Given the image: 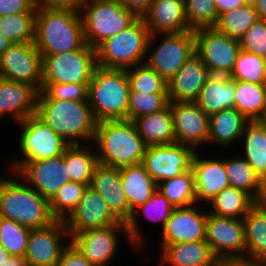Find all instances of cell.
<instances>
[{
  "mask_svg": "<svg viewBox=\"0 0 266 266\" xmlns=\"http://www.w3.org/2000/svg\"><path fill=\"white\" fill-rule=\"evenodd\" d=\"M240 47L266 59V20L258 19L240 39Z\"/></svg>",
  "mask_w": 266,
  "mask_h": 266,
  "instance_id": "c3c4849f",
  "label": "cell"
},
{
  "mask_svg": "<svg viewBox=\"0 0 266 266\" xmlns=\"http://www.w3.org/2000/svg\"><path fill=\"white\" fill-rule=\"evenodd\" d=\"M159 266H212L217 258L206 240L160 246Z\"/></svg>",
  "mask_w": 266,
  "mask_h": 266,
  "instance_id": "4316f807",
  "label": "cell"
},
{
  "mask_svg": "<svg viewBox=\"0 0 266 266\" xmlns=\"http://www.w3.org/2000/svg\"><path fill=\"white\" fill-rule=\"evenodd\" d=\"M257 201L247 192L233 186L225 187L208 205V212L220 216L243 219Z\"/></svg>",
  "mask_w": 266,
  "mask_h": 266,
  "instance_id": "836d02e7",
  "label": "cell"
},
{
  "mask_svg": "<svg viewBox=\"0 0 266 266\" xmlns=\"http://www.w3.org/2000/svg\"><path fill=\"white\" fill-rule=\"evenodd\" d=\"M17 124L19 128L21 127L18 149L22 152V157L16 156L10 160L11 162L7 165V167L9 166L8 169L10 168L9 173H16L28 162L63 155V152L69 146L36 114H32Z\"/></svg>",
  "mask_w": 266,
  "mask_h": 266,
  "instance_id": "ba28073f",
  "label": "cell"
},
{
  "mask_svg": "<svg viewBox=\"0 0 266 266\" xmlns=\"http://www.w3.org/2000/svg\"><path fill=\"white\" fill-rule=\"evenodd\" d=\"M159 38L161 41L155 47V42ZM153 45L156 49L154 48L152 52ZM195 53L194 30L180 33H158L150 35L145 63L168 83Z\"/></svg>",
  "mask_w": 266,
  "mask_h": 266,
  "instance_id": "9c48e42d",
  "label": "cell"
},
{
  "mask_svg": "<svg viewBox=\"0 0 266 266\" xmlns=\"http://www.w3.org/2000/svg\"><path fill=\"white\" fill-rule=\"evenodd\" d=\"M211 75L203 60L195 53L168 82L169 101L196 102Z\"/></svg>",
  "mask_w": 266,
  "mask_h": 266,
  "instance_id": "603a6c76",
  "label": "cell"
},
{
  "mask_svg": "<svg viewBox=\"0 0 266 266\" xmlns=\"http://www.w3.org/2000/svg\"><path fill=\"white\" fill-rule=\"evenodd\" d=\"M258 19L255 7L244 5L220 14L214 27L219 32L240 41Z\"/></svg>",
  "mask_w": 266,
  "mask_h": 266,
  "instance_id": "74e56055",
  "label": "cell"
},
{
  "mask_svg": "<svg viewBox=\"0 0 266 266\" xmlns=\"http://www.w3.org/2000/svg\"><path fill=\"white\" fill-rule=\"evenodd\" d=\"M69 179L90 186L95 167L99 164L93 143L69 145L63 152Z\"/></svg>",
  "mask_w": 266,
  "mask_h": 266,
  "instance_id": "d6a6232c",
  "label": "cell"
},
{
  "mask_svg": "<svg viewBox=\"0 0 266 266\" xmlns=\"http://www.w3.org/2000/svg\"><path fill=\"white\" fill-rule=\"evenodd\" d=\"M255 11L259 19L266 20V0H257Z\"/></svg>",
  "mask_w": 266,
  "mask_h": 266,
  "instance_id": "6f0895ef",
  "label": "cell"
},
{
  "mask_svg": "<svg viewBox=\"0 0 266 266\" xmlns=\"http://www.w3.org/2000/svg\"><path fill=\"white\" fill-rule=\"evenodd\" d=\"M31 229L0 217V244L11 256L24 258Z\"/></svg>",
  "mask_w": 266,
  "mask_h": 266,
  "instance_id": "ee69618b",
  "label": "cell"
},
{
  "mask_svg": "<svg viewBox=\"0 0 266 266\" xmlns=\"http://www.w3.org/2000/svg\"><path fill=\"white\" fill-rule=\"evenodd\" d=\"M64 222L70 239L86 230L125 224L110 212L105 200L90 186L85 189L78 207Z\"/></svg>",
  "mask_w": 266,
  "mask_h": 266,
  "instance_id": "ffe728a7",
  "label": "cell"
},
{
  "mask_svg": "<svg viewBox=\"0 0 266 266\" xmlns=\"http://www.w3.org/2000/svg\"><path fill=\"white\" fill-rule=\"evenodd\" d=\"M218 15L233 10L235 8L244 6L242 0H214Z\"/></svg>",
  "mask_w": 266,
  "mask_h": 266,
  "instance_id": "db71d44e",
  "label": "cell"
},
{
  "mask_svg": "<svg viewBox=\"0 0 266 266\" xmlns=\"http://www.w3.org/2000/svg\"><path fill=\"white\" fill-rule=\"evenodd\" d=\"M80 15L85 42L93 48L124 31L138 18L118 0L87 1L82 4Z\"/></svg>",
  "mask_w": 266,
  "mask_h": 266,
  "instance_id": "52a82bcc",
  "label": "cell"
},
{
  "mask_svg": "<svg viewBox=\"0 0 266 266\" xmlns=\"http://www.w3.org/2000/svg\"><path fill=\"white\" fill-rule=\"evenodd\" d=\"M82 0H35L36 8L69 9L80 11Z\"/></svg>",
  "mask_w": 266,
  "mask_h": 266,
  "instance_id": "816d5d0a",
  "label": "cell"
},
{
  "mask_svg": "<svg viewBox=\"0 0 266 266\" xmlns=\"http://www.w3.org/2000/svg\"><path fill=\"white\" fill-rule=\"evenodd\" d=\"M142 18L151 35L192 30L186 17L184 0H153Z\"/></svg>",
  "mask_w": 266,
  "mask_h": 266,
  "instance_id": "cb8c5ba5",
  "label": "cell"
},
{
  "mask_svg": "<svg viewBox=\"0 0 266 266\" xmlns=\"http://www.w3.org/2000/svg\"><path fill=\"white\" fill-rule=\"evenodd\" d=\"M56 266H93L91 262L70 241L64 248Z\"/></svg>",
  "mask_w": 266,
  "mask_h": 266,
  "instance_id": "f907efd6",
  "label": "cell"
},
{
  "mask_svg": "<svg viewBox=\"0 0 266 266\" xmlns=\"http://www.w3.org/2000/svg\"><path fill=\"white\" fill-rule=\"evenodd\" d=\"M35 114L69 145L94 142L97 121L88 100L37 99Z\"/></svg>",
  "mask_w": 266,
  "mask_h": 266,
  "instance_id": "6da1fadb",
  "label": "cell"
},
{
  "mask_svg": "<svg viewBox=\"0 0 266 266\" xmlns=\"http://www.w3.org/2000/svg\"><path fill=\"white\" fill-rule=\"evenodd\" d=\"M122 233L130 242L125 224H113L86 230L72 237L70 241L93 266H109L118 253L120 244L118 235Z\"/></svg>",
  "mask_w": 266,
  "mask_h": 266,
  "instance_id": "2e32d148",
  "label": "cell"
},
{
  "mask_svg": "<svg viewBox=\"0 0 266 266\" xmlns=\"http://www.w3.org/2000/svg\"><path fill=\"white\" fill-rule=\"evenodd\" d=\"M36 13L0 17V34L14 43H33Z\"/></svg>",
  "mask_w": 266,
  "mask_h": 266,
  "instance_id": "60d3db41",
  "label": "cell"
},
{
  "mask_svg": "<svg viewBox=\"0 0 266 266\" xmlns=\"http://www.w3.org/2000/svg\"><path fill=\"white\" fill-rule=\"evenodd\" d=\"M43 59L33 43H14L0 57V78L42 90Z\"/></svg>",
  "mask_w": 266,
  "mask_h": 266,
  "instance_id": "7c38bea8",
  "label": "cell"
},
{
  "mask_svg": "<svg viewBox=\"0 0 266 266\" xmlns=\"http://www.w3.org/2000/svg\"><path fill=\"white\" fill-rule=\"evenodd\" d=\"M37 96L38 91L27 83L0 78V119L11 114L13 121L19 123L35 114Z\"/></svg>",
  "mask_w": 266,
  "mask_h": 266,
  "instance_id": "d4e9b609",
  "label": "cell"
},
{
  "mask_svg": "<svg viewBox=\"0 0 266 266\" xmlns=\"http://www.w3.org/2000/svg\"><path fill=\"white\" fill-rule=\"evenodd\" d=\"M35 0H0V17L36 13Z\"/></svg>",
  "mask_w": 266,
  "mask_h": 266,
  "instance_id": "681fc988",
  "label": "cell"
},
{
  "mask_svg": "<svg viewBox=\"0 0 266 266\" xmlns=\"http://www.w3.org/2000/svg\"><path fill=\"white\" fill-rule=\"evenodd\" d=\"M0 266H29L26 260L18 256H10Z\"/></svg>",
  "mask_w": 266,
  "mask_h": 266,
  "instance_id": "9f6ffc18",
  "label": "cell"
},
{
  "mask_svg": "<svg viewBox=\"0 0 266 266\" xmlns=\"http://www.w3.org/2000/svg\"><path fill=\"white\" fill-rule=\"evenodd\" d=\"M234 108L248 121H258L266 110V84L235 81Z\"/></svg>",
  "mask_w": 266,
  "mask_h": 266,
  "instance_id": "d590c367",
  "label": "cell"
},
{
  "mask_svg": "<svg viewBox=\"0 0 266 266\" xmlns=\"http://www.w3.org/2000/svg\"><path fill=\"white\" fill-rule=\"evenodd\" d=\"M244 5L247 6H255L257 3V0H242Z\"/></svg>",
  "mask_w": 266,
  "mask_h": 266,
  "instance_id": "6125c7cd",
  "label": "cell"
},
{
  "mask_svg": "<svg viewBox=\"0 0 266 266\" xmlns=\"http://www.w3.org/2000/svg\"><path fill=\"white\" fill-rule=\"evenodd\" d=\"M87 1H92V0H82L83 3L87 2Z\"/></svg>",
  "mask_w": 266,
  "mask_h": 266,
  "instance_id": "e7e4bbea",
  "label": "cell"
},
{
  "mask_svg": "<svg viewBox=\"0 0 266 266\" xmlns=\"http://www.w3.org/2000/svg\"><path fill=\"white\" fill-rule=\"evenodd\" d=\"M212 266H258L246 259H217Z\"/></svg>",
  "mask_w": 266,
  "mask_h": 266,
  "instance_id": "11a10c76",
  "label": "cell"
},
{
  "mask_svg": "<svg viewBox=\"0 0 266 266\" xmlns=\"http://www.w3.org/2000/svg\"><path fill=\"white\" fill-rule=\"evenodd\" d=\"M16 174L49 201L64 184L70 182L63 155L28 162Z\"/></svg>",
  "mask_w": 266,
  "mask_h": 266,
  "instance_id": "d6986e66",
  "label": "cell"
},
{
  "mask_svg": "<svg viewBox=\"0 0 266 266\" xmlns=\"http://www.w3.org/2000/svg\"><path fill=\"white\" fill-rule=\"evenodd\" d=\"M11 255L6 251V249L0 244V265H2L7 258Z\"/></svg>",
  "mask_w": 266,
  "mask_h": 266,
  "instance_id": "94428289",
  "label": "cell"
},
{
  "mask_svg": "<svg viewBox=\"0 0 266 266\" xmlns=\"http://www.w3.org/2000/svg\"><path fill=\"white\" fill-rule=\"evenodd\" d=\"M266 128V110L263 113V116L258 120Z\"/></svg>",
  "mask_w": 266,
  "mask_h": 266,
  "instance_id": "be15d7a7",
  "label": "cell"
},
{
  "mask_svg": "<svg viewBox=\"0 0 266 266\" xmlns=\"http://www.w3.org/2000/svg\"><path fill=\"white\" fill-rule=\"evenodd\" d=\"M246 260L266 266V204L257 202L243 218Z\"/></svg>",
  "mask_w": 266,
  "mask_h": 266,
  "instance_id": "f1b7e54d",
  "label": "cell"
},
{
  "mask_svg": "<svg viewBox=\"0 0 266 266\" xmlns=\"http://www.w3.org/2000/svg\"><path fill=\"white\" fill-rule=\"evenodd\" d=\"M126 199L131 211L144 204L158 190V184L142 163L119 168Z\"/></svg>",
  "mask_w": 266,
  "mask_h": 266,
  "instance_id": "1f68e13d",
  "label": "cell"
},
{
  "mask_svg": "<svg viewBox=\"0 0 266 266\" xmlns=\"http://www.w3.org/2000/svg\"><path fill=\"white\" fill-rule=\"evenodd\" d=\"M70 240L62 220L43 228L31 229L24 259L29 266H56Z\"/></svg>",
  "mask_w": 266,
  "mask_h": 266,
  "instance_id": "9a60e30c",
  "label": "cell"
},
{
  "mask_svg": "<svg viewBox=\"0 0 266 266\" xmlns=\"http://www.w3.org/2000/svg\"><path fill=\"white\" fill-rule=\"evenodd\" d=\"M195 51L212 74L230 75L241 51L240 41L215 27L194 30Z\"/></svg>",
  "mask_w": 266,
  "mask_h": 266,
  "instance_id": "8fae6325",
  "label": "cell"
},
{
  "mask_svg": "<svg viewBox=\"0 0 266 266\" xmlns=\"http://www.w3.org/2000/svg\"><path fill=\"white\" fill-rule=\"evenodd\" d=\"M243 157L262 179L266 174V128L258 121H249L240 138Z\"/></svg>",
  "mask_w": 266,
  "mask_h": 266,
  "instance_id": "e575fe53",
  "label": "cell"
},
{
  "mask_svg": "<svg viewBox=\"0 0 266 266\" xmlns=\"http://www.w3.org/2000/svg\"><path fill=\"white\" fill-rule=\"evenodd\" d=\"M171 108L175 142L198 151V147L208 143L209 116L196 102L169 101Z\"/></svg>",
  "mask_w": 266,
  "mask_h": 266,
  "instance_id": "ac0fdd59",
  "label": "cell"
},
{
  "mask_svg": "<svg viewBox=\"0 0 266 266\" xmlns=\"http://www.w3.org/2000/svg\"><path fill=\"white\" fill-rule=\"evenodd\" d=\"M195 150L181 143L151 145L145 148L142 164L159 184L192 169Z\"/></svg>",
  "mask_w": 266,
  "mask_h": 266,
  "instance_id": "4fadbf2b",
  "label": "cell"
},
{
  "mask_svg": "<svg viewBox=\"0 0 266 266\" xmlns=\"http://www.w3.org/2000/svg\"><path fill=\"white\" fill-rule=\"evenodd\" d=\"M235 80L228 75L212 74L201 89L196 103L211 116L223 109L234 108Z\"/></svg>",
  "mask_w": 266,
  "mask_h": 266,
  "instance_id": "f546056e",
  "label": "cell"
},
{
  "mask_svg": "<svg viewBox=\"0 0 266 266\" xmlns=\"http://www.w3.org/2000/svg\"><path fill=\"white\" fill-rule=\"evenodd\" d=\"M158 191L170 201L174 208L195 204L196 194L193 170L186 171L173 179L161 181L158 184Z\"/></svg>",
  "mask_w": 266,
  "mask_h": 266,
  "instance_id": "f35d334b",
  "label": "cell"
},
{
  "mask_svg": "<svg viewBox=\"0 0 266 266\" xmlns=\"http://www.w3.org/2000/svg\"><path fill=\"white\" fill-rule=\"evenodd\" d=\"M130 92L168 94V83L146 63L126 69Z\"/></svg>",
  "mask_w": 266,
  "mask_h": 266,
  "instance_id": "ab89813d",
  "label": "cell"
},
{
  "mask_svg": "<svg viewBox=\"0 0 266 266\" xmlns=\"http://www.w3.org/2000/svg\"><path fill=\"white\" fill-rule=\"evenodd\" d=\"M206 241L217 259H246L243 219L220 217L208 212Z\"/></svg>",
  "mask_w": 266,
  "mask_h": 266,
  "instance_id": "5bb4252c",
  "label": "cell"
},
{
  "mask_svg": "<svg viewBox=\"0 0 266 266\" xmlns=\"http://www.w3.org/2000/svg\"><path fill=\"white\" fill-rule=\"evenodd\" d=\"M11 175L9 178L0 177V217L30 229L43 228L55 222L49 200L16 173L11 172Z\"/></svg>",
  "mask_w": 266,
  "mask_h": 266,
  "instance_id": "3957f363",
  "label": "cell"
},
{
  "mask_svg": "<svg viewBox=\"0 0 266 266\" xmlns=\"http://www.w3.org/2000/svg\"><path fill=\"white\" fill-rule=\"evenodd\" d=\"M249 121L235 108H227L209 117L208 144L221 149L237 146Z\"/></svg>",
  "mask_w": 266,
  "mask_h": 266,
  "instance_id": "83f0119b",
  "label": "cell"
},
{
  "mask_svg": "<svg viewBox=\"0 0 266 266\" xmlns=\"http://www.w3.org/2000/svg\"><path fill=\"white\" fill-rule=\"evenodd\" d=\"M195 203L184 207H175L171 216L161 229L160 246L175 243L206 240V206L199 209Z\"/></svg>",
  "mask_w": 266,
  "mask_h": 266,
  "instance_id": "e0dca14e",
  "label": "cell"
},
{
  "mask_svg": "<svg viewBox=\"0 0 266 266\" xmlns=\"http://www.w3.org/2000/svg\"><path fill=\"white\" fill-rule=\"evenodd\" d=\"M90 187L101 195L110 212L126 224L132 211L124 193L120 169L98 164L93 172Z\"/></svg>",
  "mask_w": 266,
  "mask_h": 266,
  "instance_id": "7402d4cb",
  "label": "cell"
},
{
  "mask_svg": "<svg viewBox=\"0 0 266 266\" xmlns=\"http://www.w3.org/2000/svg\"><path fill=\"white\" fill-rule=\"evenodd\" d=\"M229 77L235 81L266 84V59L241 49Z\"/></svg>",
  "mask_w": 266,
  "mask_h": 266,
  "instance_id": "b9f144b4",
  "label": "cell"
},
{
  "mask_svg": "<svg viewBox=\"0 0 266 266\" xmlns=\"http://www.w3.org/2000/svg\"><path fill=\"white\" fill-rule=\"evenodd\" d=\"M224 167L229 186L242 189L261 202V179L243 157L224 158Z\"/></svg>",
  "mask_w": 266,
  "mask_h": 266,
  "instance_id": "8d00e7d4",
  "label": "cell"
},
{
  "mask_svg": "<svg viewBox=\"0 0 266 266\" xmlns=\"http://www.w3.org/2000/svg\"><path fill=\"white\" fill-rule=\"evenodd\" d=\"M85 43L80 11L37 8L34 44L42 59L80 49Z\"/></svg>",
  "mask_w": 266,
  "mask_h": 266,
  "instance_id": "7a4b0ae2",
  "label": "cell"
},
{
  "mask_svg": "<svg viewBox=\"0 0 266 266\" xmlns=\"http://www.w3.org/2000/svg\"><path fill=\"white\" fill-rule=\"evenodd\" d=\"M150 35L145 21L138 17L127 29L95 48L97 66L126 70L145 63Z\"/></svg>",
  "mask_w": 266,
  "mask_h": 266,
  "instance_id": "8992f818",
  "label": "cell"
},
{
  "mask_svg": "<svg viewBox=\"0 0 266 266\" xmlns=\"http://www.w3.org/2000/svg\"><path fill=\"white\" fill-rule=\"evenodd\" d=\"M89 84L42 83L37 99L88 100Z\"/></svg>",
  "mask_w": 266,
  "mask_h": 266,
  "instance_id": "7dc6e473",
  "label": "cell"
},
{
  "mask_svg": "<svg viewBox=\"0 0 266 266\" xmlns=\"http://www.w3.org/2000/svg\"><path fill=\"white\" fill-rule=\"evenodd\" d=\"M168 103V94L129 92L128 120L161 111Z\"/></svg>",
  "mask_w": 266,
  "mask_h": 266,
  "instance_id": "bcb514c9",
  "label": "cell"
},
{
  "mask_svg": "<svg viewBox=\"0 0 266 266\" xmlns=\"http://www.w3.org/2000/svg\"><path fill=\"white\" fill-rule=\"evenodd\" d=\"M133 122L147 147L175 143L173 118L169 104L161 111L141 116Z\"/></svg>",
  "mask_w": 266,
  "mask_h": 266,
  "instance_id": "4dcf8cb0",
  "label": "cell"
},
{
  "mask_svg": "<svg viewBox=\"0 0 266 266\" xmlns=\"http://www.w3.org/2000/svg\"><path fill=\"white\" fill-rule=\"evenodd\" d=\"M129 81L124 69L96 66L89 82L88 101L95 120H128Z\"/></svg>",
  "mask_w": 266,
  "mask_h": 266,
  "instance_id": "5b68a950",
  "label": "cell"
},
{
  "mask_svg": "<svg viewBox=\"0 0 266 266\" xmlns=\"http://www.w3.org/2000/svg\"><path fill=\"white\" fill-rule=\"evenodd\" d=\"M186 17L192 30L214 27L219 15L214 0H184Z\"/></svg>",
  "mask_w": 266,
  "mask_h": 266,
  "instance_id": "f6af8a7d",
  "label": "cell"
},
{
  "mask_svg": "<svg viewBox=\"0 0 266 266\" xmlns=\"http://www.w3.org/2000/svg\"><path fill=\"white\" fill-rule=\"evenodd\" d=\"M173 210L174 207L170 201L157 190L149 200L132 211L130 219L126 222L129 244L136 248V250L139 248L145 250L143 249V246H145L143 240L145 238L142 234L143 231H141V225H139L138 214L142 212L141 215L154 223L155 221H161V228L163 229Z\"/></svg>",
  "mask_w": 266,
  "mask_h": 266,
  "instance_id": "484cf974",
  "label": "cell"
},
{
  "mask_svg": "<svg viewBox=\"0 0 266 266\" xmlns=\"http://www.w3.org/2000/svg\"><path fill=\"white\" fill-rule=\"evenodd\" d=\"M13 43L6 38L5 36H3L2 34H0V57L1 55L7 51V49L12 45Z\"/></svg>",
  "mask_w": 266,
  "mask_h": 266,
  "instance_id": "680465c9",
  "label": "cell"
},
{
  "mask_svg": "<svg viewBox=\"0 0 266 266\" xmlns=\"http://www.w3.org/2000/svg\"><path fill=\"white\" fill-rule=\"evenodd\" d=\"M96 66V50L85 43L77 50L45 56L42 83L89 84Z\"/></svg>",
  "mask_w": 266,
  "mask_h": 266,
  "instance_id": "30bf717a",
  "label": "cell"
},
{
  "mask_svg": "<svg viewBox=\"0 0 266 266\" xmlns=\"http://www.w3.org/2000/svg\"><path fill=\"white\" fill-rule=\"evenodd\" d=\"M88 186L77 182L64 184L49 201L50 210L56 220L65 221L78 207Z\"/></svg>",
  "mask_w": 266,
  "mask_h": 266,
  "instance_id": "7bdbcfd3",
  "label": "cell"
},
{
  "mask_svg": "<svg viewBox=\"0 0 266 266\" xmlns=\"http://www.w3.org/2000/svg\"><path fill=\"white\" fill-rule=\"evenodd\" d=\"M93 144L99 164L115 168L142 163L147 147L129 120L98 122Z\"/></svg>",
  "mask_w": 266,
  "mask_h": 266,
  "instance_id": "277c9868",
  "label": "cell"
},
{
  "mask_svg": "<svg viewBox=\"0 0 266 266\" xmlns=\"http://www.w3.org/2000/svg\"><path fill=\"white\" fill-rule=\"evenodd\" d=\"M261 203L266 204V174L261 179Z\"/></svg>",
  "mask_w": 266,
  "mask_h": 266,
  "instance_id": "91938a15",
  "label": "cell"
},
{
  "mask_svg": "<svg viewBox=\"0 0 266 266\" xmlns=\"http://www.w3.org/2000/svg\"><path fill=\"white\" fill-rule=\"evenodd\" d=\"M124 7L132 10L138 17L149 9L153 0H118Z\"/></svg>",
  "mask_w": 266,
  "mask_h": 266,
  "instance_id": "f5cc1de1",
  "label": "cell"
},
{
  "mask_svg": "<svg viewBox=\"0 0 266 266\" xmlns=\"http://www.w3.org/2000/svg\"><path fill=\"white\" fill-rule=\"evenodd\" d=\"M196 203L208 205L225 187L229 180L224 167V158H203L196 151L192 160Z\"/></svg>",
  "mask_w": 266,
  "mask_h": 266,
  "instance_id": "44dd1931",
  "label": "cell"
}]
</instances>
